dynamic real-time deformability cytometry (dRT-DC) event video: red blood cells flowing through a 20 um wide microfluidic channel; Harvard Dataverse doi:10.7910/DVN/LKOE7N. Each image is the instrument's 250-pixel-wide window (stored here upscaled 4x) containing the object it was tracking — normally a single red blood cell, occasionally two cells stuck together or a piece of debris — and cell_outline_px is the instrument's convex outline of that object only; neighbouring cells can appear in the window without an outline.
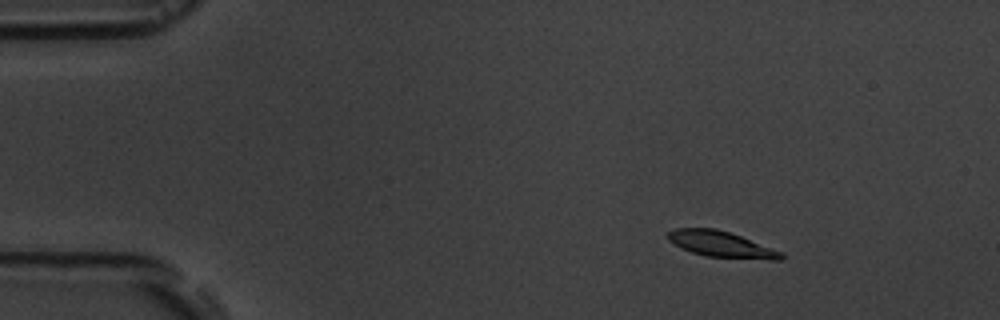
{"species": "common noctule bat (a hibernating species)", "species_latin": "Nyctalus noctula", "temperature_condition": "room temperature", "stored_images_in_passage": 6, "camera_frame_rate_fps": 3000, "um_per_image_px": 0.085, "animal": {"sex": "male", "body_mass_g": 19.5, "forearm_length_mm": 54.6}, "frame": {"image": 1, "passage_image": 3, "time_ms": 2.333, "image_size_px": [1000, 320], "cell_outline_px": [[784, 256], [780, 260], [768, 260], [704, 256], [692, 252], [668, 240], [668, 232], [672, 228], [716, 228], [740, 236], [784, 252]], "centroid_in_image_um": [61.34, 20.77], "position_along_channel_um": 23.7, "area_um2": 17.05}}
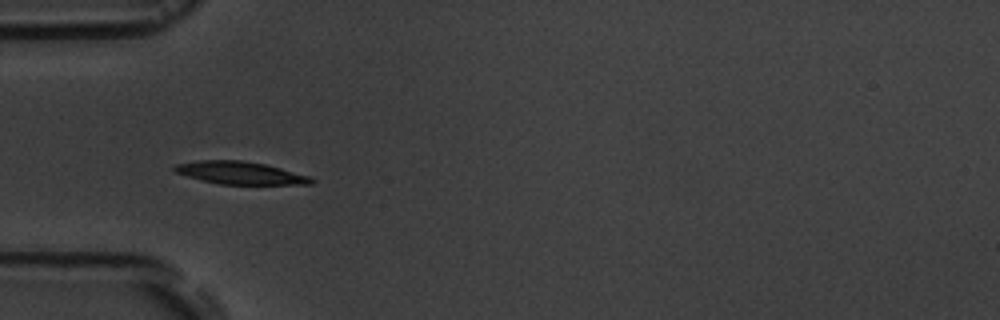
{"frame": {"image": 2, "passage_image": 5, "time_ms": 5.667, "image_size_px": [1000, 320], "cell_outline_px": [[316, 180], [312, 184], [220, 184], [200, 180], [176, 172], [172, 168], [176, 164], [200, 160], [240, 160], [264, 164], [280, 168], [308, 176]], "centroid_in_image_um": [20.4, 14.7], "position_along_channel_um": 64.6, "area_um2": 17.8}}
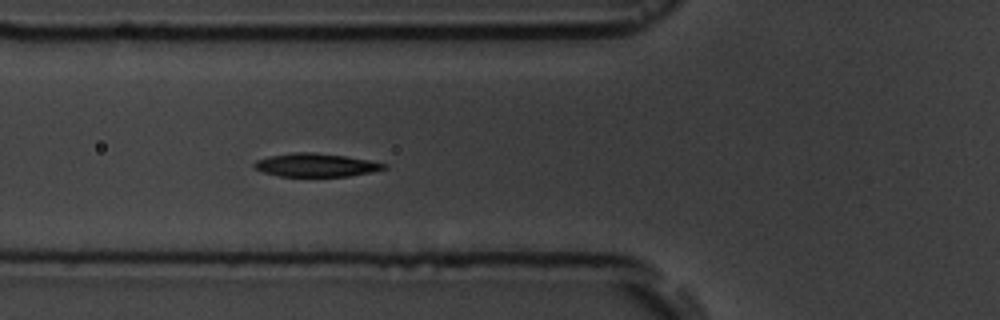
{"frame": {"image": 3, "passage_image": 6, "time_ms": 6.667, "image_size_px": [1000, 320], "cell_outline_px": [[388, 168], [348, 176], [280, 176], [264, 172], [256, 168], [252, 164], [256, 160], [268, 156], [296, 152], [316, 152], [344, 156], [368, 160], [388, 164]], "centroid_in_image_um": [26.84, 14.02], "position_along_channel_um": 99.0, "area_um2": 17.46}}